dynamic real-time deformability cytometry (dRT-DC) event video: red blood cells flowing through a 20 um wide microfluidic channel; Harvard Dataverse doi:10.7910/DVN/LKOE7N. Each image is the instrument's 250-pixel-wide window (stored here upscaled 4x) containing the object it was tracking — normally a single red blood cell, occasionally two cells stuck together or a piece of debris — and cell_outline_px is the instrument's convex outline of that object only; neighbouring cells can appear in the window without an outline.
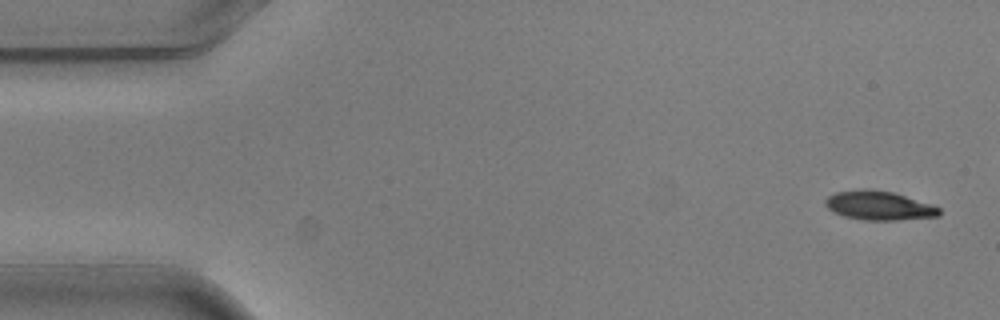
{"species": "common noctule bat (a hibernating species)", "species_latin": "Nyctalus noctula", "temperature_condition": "warm", "stored_images_in_passage": 5, "camera_frame_rate_fps": 3000, "um_per_image_px": 0.085, "animal": {"sex": "male", "body_mass_g": 20.5, "forearm_length_mm": 52.5}, "frame": {"image": 1, "passage_image": 1, "time_ms": 0.0, "image_size_px": [1000, 320], "cell_outline_px": [[940, 216], [896, 220], [864, 220], [844, 216], [828, 208], [824, 204], [824, 200], [828, 196], [836, 192], [864, 188], [892, 192], [932, 204], [940, 208]], "centroid_in_image_um": [74.71, 17.47], "position_along_channel_um": 10.3, "area_um2": 19.19}}